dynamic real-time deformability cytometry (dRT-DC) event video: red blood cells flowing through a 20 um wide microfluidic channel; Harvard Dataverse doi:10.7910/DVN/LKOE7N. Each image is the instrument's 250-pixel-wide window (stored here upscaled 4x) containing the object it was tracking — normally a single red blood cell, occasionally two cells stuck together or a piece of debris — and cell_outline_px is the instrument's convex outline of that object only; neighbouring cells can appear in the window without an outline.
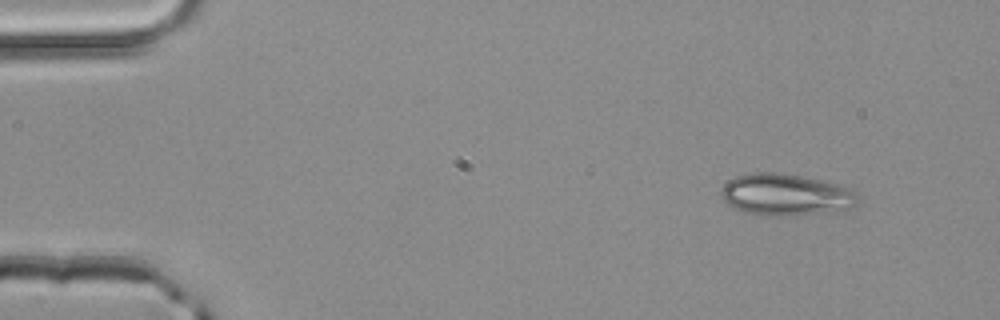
{"species": "common noctule bat (a hibernating species)", "species_latin": "Nyctalus noctula", "temperature_condition": "room temperature", "stored_images_in_passage": 3, "camera_frame_rate_fps": 3000, "um_per_image_px": 0.085, "animal": {"sex": "male", "body_mass_g": 20.4}, "frame": {"image": 1, "passage_image": 1, "time_ms": 0.0, "image_size_px": [1000, 320], "cell_outline_px": [[860, 200], [852, 208], [780, 216], [768, 216], [748, 212], [736, 208], [728, 204], [720, 196], [720, 192], [724, 184], [728, 180], [736, 176], [756, 172], [776, 172], [800, 176], [840, 184], [848, 188], [860, 196]], "centroid_in_image_um": [66.78, 16.53], "position_along_channel_um": 18.2, "area_um2": 32.83}}